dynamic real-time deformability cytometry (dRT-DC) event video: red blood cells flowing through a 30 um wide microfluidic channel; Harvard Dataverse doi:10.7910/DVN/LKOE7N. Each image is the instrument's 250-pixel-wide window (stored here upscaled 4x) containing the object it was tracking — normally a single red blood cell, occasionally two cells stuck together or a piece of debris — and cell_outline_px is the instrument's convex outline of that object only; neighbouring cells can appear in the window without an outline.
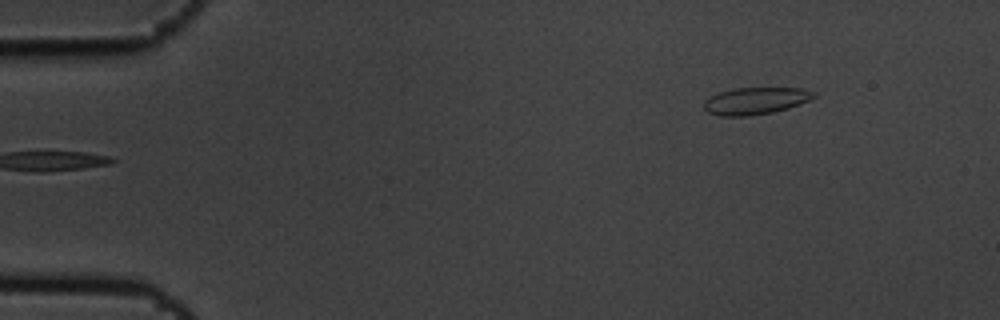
{"species": "common noctule bat (a hibernating species)", "species_latin": "Nyctalus noctula", "temperature_condition": "cold", "stored_images_in_passage": 3, "camera_frame_rate_fps": 3000, "um_per_image_px": 0.085, "animal": {"sex": "male", "body_mass_g": 19.5, "forearm_length_mm": 54.6}, "frame": {"image": 1, "passage_image": 3, "time_ms": 0.667, "image_size_px": [1000, 320], "cell_outline_px": [[816, 96], [808, 100], [788, 108], [772, 112], [748, 116], [720, 116], [708, 112], [704, 108], [704, 100], [720, 92], [736, 88], [804, 88], [816, 92]], "centroid_in_image_um": [64.23, 8.57], "position_along_channel_um": 20.8, "area_um2": 17.17}}